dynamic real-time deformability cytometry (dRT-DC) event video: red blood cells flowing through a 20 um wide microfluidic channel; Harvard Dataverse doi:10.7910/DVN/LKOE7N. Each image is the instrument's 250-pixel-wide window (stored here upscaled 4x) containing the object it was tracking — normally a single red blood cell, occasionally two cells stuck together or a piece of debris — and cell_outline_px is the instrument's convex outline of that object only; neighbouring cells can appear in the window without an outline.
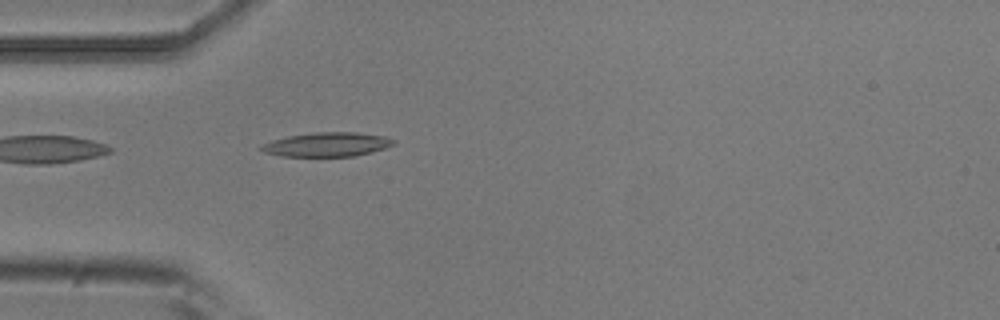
{"species": "common noctule bat (a hibernating species)", "species_latin": "Nyctalus noctula", "temperature_condition": "room temperature", "stored_images_in_passage": 4, "camera_frame_rate_fps": 3000, "um_per_image_px": 0.085, "animal": {"sex": "male", "body_mass_g": 20.5, "forearm_length_mm": 52.5}, "frame": {"image": 1, "passage_image": 4, "time_ms": 1.0, "image_size_px": [1000, 320], "cell_outline_px": [[396, 140], [392, 144], [384, 148], [356, 156], [280, 156], [264, 152], [260, 148], [260, 144], [272, 140], [288, 136], [316, 132], [356, 132], [384, 136]], "centroid_in_image_um": [27.76, 12.28], "position_along_channel_um": 57.2, "area_um2": 18.5}}